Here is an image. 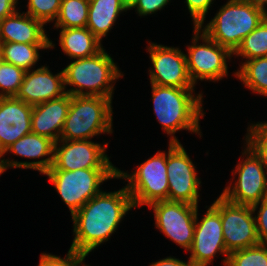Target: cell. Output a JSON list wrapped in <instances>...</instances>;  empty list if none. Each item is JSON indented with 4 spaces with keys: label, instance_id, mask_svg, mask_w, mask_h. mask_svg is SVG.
Here are the masks:
<instances>
[{
    "label": "cell",
    "instance_id": "obj_1",
    "mask_svg": "<svg viewBox=\"0 0 267 266\" xmlns=\"http://www.w3.org/2000/svg\"><path fill=\"white\" fill-rule=\"evenodd\" d=\"M133 208L126 186L114 192L101 191L71 216L74 238L69 249L88 256L111 238Z\"/></svg>",
    "mask_w": 267,
    "mask_h": 266
},
{
    "label": "cell",
    "instance_id": "obj_2",
    "mask_svg": "<svg viewBox=\"0 0 267 266\" xmlns=\"http://www.w3.org/2000/svg\"><path fill=\"white\" fill-rule=\"evenodd\" d=\"M153 110L170 143H179L175 133L182 130L202 136L200 119L204 117L203 93L195 88H176L151 84ZM194 92V93H193Z\"/></svg>",
    "mask_w": 267,
    "mask_h": 266
},
{
    "label": "cell",
    "instance_id": "obj_3",
    "mask_svg": "<svg viewBox=\"0 0 267 266\" xmlns=\"http://www.w3.org/2000/svg\"><path fill=\"white\" fill-rule=\"evenodd\" d=\"M116 64L104 48L94 56L74 59L62 69L66 93L113 99L115 83L124 76Z\"/></svg>",
    "mask_w": 267,
    "mask_h": 266
},
{
    "label": "cell",
    "instance_id": "obj_4",
    "mask_svg": "<svg viewBox=\"0 0 267 266\" xmlns=\"http://www.w3.org/2000/svg\"><path fill=\"white\" fill-rule=\"evenodd\" d=\"M266 15L264 10L243 0H228L207 24L198 27L233 54Z\"/></svg>",
    "mask_w": 267,
    "mask_h": 266
},
{
    "label": "cell",
    "instance_id": "obj_5",
    "mask_svg": "<svg viewBox=\"0 0 267 266\" xmlns=\"http://www.w3.org/2000/svg\"><path fill=\"white\" fill-rule=\"evenodd\" d=\"M112 99L100 96H71L62 140H91L113 133Z\"/></svg>",
    "mask_w": 267,
    "mask_h": 266
},
{
    "label": "cell",
    "instance_id": "obj_6",
    "mask_svg": "<svg viewBox=\"0 0 267 266\" xmlns=\"http://www.w3.org/2000/svg\"><path fill=\"white\" fill-rule=\"evenodd\" d=\"M71 216L102 191L100 186L109 179H117V168H90L74 171L48 170L45 174Z\"/></svg>",
    "mask_w": 267,
    "mask_h": 266
},
{
    "label": "cell",
    "instance_id": "obj_7",
    "mask_svg": "<svg viewBox=\"0 0 267 266\" xmlns=\"http://www.w3.org/2000/svg\"><path fill=\"white\" fill-rule=\"evenodd\" d=\"M166 164L167 152L159 150L139 164L136 170L130 174L117 168V179L127 181L125 186L135 208L168 200L169 183Z\"/></svg>",
    "mask_w": 267,
    "mask_h": 266
},
{
    "label": "cell",
    "instance_id": "obj_8",
    "mask_svg": "<svg viewBox=\"0 0 267 266\" xmlns=\"http://www.w3.org/2000/svg\"><path fill=\"white\" fill-rule=\"evenodd\" d=\"M192 44L187 45L186 63L194 85L197 81H221L228 76L229 60L233 54L213 41L199 27H193ZM202 43H199L200 41Z\"/></svg>",
    "mask_w": 267,
    "mask_h": 266
},
{
    "label": "cell",
    "instance_id": "obj_9",
    "mask_svg": "<svg viewBox=\"0 0 267 266\" xmlns=\"http://www.w3.org/2000/svg\"><path fill=\"white\" fill-rule=\"evenodd\" d=\"M244 144L245 149L240 157H245L233 168L235 177L221 196L234 204L253 206L267 197V172L256 152L247 143Z\"/></svg>",
    "mask_w": 267,
    "mask_h": 266
},
{
    "label": "cell",
    "instance_id": "obj_10",
    "mask_svg": "<svg viewBox=\"0 0 267 266\" xmlns=\"http://www.w3.org/2000/svg\"><path fill=\"white\" fill-rule=\"evenodd\" d=\"M190 252V266H208L213 264L216 254L223 255V265L226 266L228 255L224 237L220 211L211 204L202 218H198V208L195 218L193 243Z\"/></svg>",
    "mask_w": 267,
    "mask_h": 266
},
{
    "label": "cell",
    "instance_id": "obj_11",
    "mask_svg": "<svg viewBox=\"0 0 267 266\" xmlns=\"http://www.w3.org/2000/svg\"><path fill=\"white\" fill-rule=\"evenodd\" d=\"M196 166L179 143L168 144L166 171L168 176V201L185 202L198 206L201 180Z\"/></svg>",
    "mask_w": 267,
    "mask_h": 266
},
{
    "label": "cell",
    "instance_id": "obj_12",
    "mask_svg": "<svg viewBox=\"0 0 267 266\" xmlns=\"http://www.w3.org/2000/svg\"><path fill=\"white\" fill-rule=\"evenodd\" d=\"M148 207L153 209L155 227L188 252L193 243L198 206L164 200L154 202Z\"/></svg>",
    "mask_w": 267,
    "mask_h": 266
},
{
    "label": "cell",
    "instance_id": "obj_13",
    "mask_svg": "<svg viewBox=\"0 0 267 266\" xmlns=\"http://www.w3.org/2000/svg\"><path fill=\"white\" fill-rule=\"evenodd\" d=\"M212 204L220 211L228 253L259 244L251 206L234 204L221 195Z\"/></svg>",
    "mask_w": 267,
    "mask_h": 266
},
{
    "label": "cell",
    "instance_id": "obj_14",
    "mask_svg": "<svg viewBox=\"0 0 267 266\" xmlns=\"http://www.w3.org/2000/svg\"><path fill=\"white\" fill-rule=\"evenodd\" d=\"M108 143L91 140H62L55 142L54 161L49 170L74 171L90 168H117L106 154Z\"/></svg>",
    "mask_w": 267,
    "mask_h": 266
},
{
    "label": "cell",
    "instance_id": "obj_15",
    "mask_svg": "<svg viewBox=\"0 0 267 266\" xmlns=\"http://www.w3.org/2000/svg\"><path fill=\"white\" fill-rule=\"evenodd\" d=\"M146 50L152 68L149 69L150 84L176 88H194L187 68L186 55L177 47L148 43Z\"/></svg>",
    "mask_w": 267,
    "mask_h": 266
},
{
    "label": "cell",
    "instance_id": "obj_16",
    "mask_svg": "<svg viewBox=\"0 0 267 266\" xmlns=\"http://www.w3.org/2000/svg\"><path fill=\"white\" fill-rule=\"evenodd\" d=\"M54 145L55 142L48 137L32 132L26 134L9 146L5 150V155L11 153L27 159H38V161H15L8 157L3 160L4 168L5 170L9 168L32 169L45 174L53 165Z\"/></svg>",
    "mask_w": 267,
    "mask_h": 266
},
{
    "label": "cell",
    "instance_id": "obj_17",
    "mask_svg": "<svg viewBox=\"0 0 267 266\" xmlns=\"http://www.w3.org/2000/svg\"><path fill=\"white\" fill-rule=\"evenodd\" d=\"M48 67L26 71L15 98L34 106L65 95L63 70L53 74Z\"/></svg>",
    "mask_w": 267,
    "mask_h": 266
},
{
    "label": "cell",
    "instance_id": "obj_18",
    "mask_svg": "<svg viewBox=\"0 0 267 266\" xmlns=\"http://www.w3.org/2000/svg\"><path fill=\"white\" fill-rule=\"evenodd\" d=\"M32 109V105L15 97H0V145L4 151L32 132Z\"/></svg>",
    "mask_w": 267,
    "mask_h": 266
},
{
    "label": "cell",
    "instance_id": "obj_19",
    "mask_svg": "<svg viewBox=\"0 0 267 266\" xmlns=\"http://www.w3.org/2000/svg\"><path fill=\"white\" fill-rule=\"evenodd\" d=\"M18 11L0 21V42L50 44L53 49L55 44L47 36L44 24Z\"/></svg>",
    "mask_w": 267,
    "mask_h": 266
},
{
    "label": "cell",
    "instance_id": "obj_20",
    "mask_svg": "<svg viewBox=\"0 0 267 266\" xmlns=\"http://www.w3.org/2000/svg\"><path fill=\"white\" fill-rule=\"evenodd\" d=\"M70 106V94L33 106L31 116L32 133L57 142L63 130Z\"/></svg>",
    "mask_w": 267,
    "mask_h": 266
},
{
    "label": "cell",
    "instance_id": "obj_21",
    "mask_svg": "<svg viewBox=\"0 0 267 266\" xmlns=\"http://www.w3.org/2000/svg\"><path fill=\"white\" fill-rule=\"evenodd\" d=\"M60 29L59 45L71 59L91 57L103 49L102 42L87 27Z\"/></svg>",
    "mask_w": 267,
    "mask_h": 266
},
{
    "label": "cell",
    "instance_id": "obj_22",
    "mask_svg": "<svg viewBox=\"0 0 267 266\" xmlns=\"http://www.w3.org/2000/svg\"><path fill=\"white\" fill-rule=\"evenodd\" d=\"M126 11L121 0H89L87 28L102 42L118 16Z\"/></svg>",
    "mask_w": 267,
    "mask_h": 266
},
{
    "label": "cell",
    "instance_id": "obj_23",
    "mask_svg": "<svg viewBox=\"0 0 267 266\" xmlns=\"http://www.w3.org/2000/svg\"><path fill=\"white\" fill-rule=\"evenodd\" d=\"M47 49H50V44L0 42V57L1 60L28 71L34 69L42 57L39 50Z\"/></svg>",
    "mask_w": 267,
    "mask_h": 266
},
{
    "label": "cell",
    "instance_id": "obj_24",
    "mask_svg": "<svg viewBox=\"0 0 267 266\" xmlns=\"http://www.w3.org/2000/svg\"><path fill=\"white\" fill-rule=\"evenodd\" d=\"M240 64V70L234 72V76L253 94L267 98V57L252 58Z\"/></svg>",
    "mask_w": 267,
    "mask_h": 266
},
{
    "label": "cell",
    "instance_id": "obj_25",
    "mask_svg": "<svg viewBox=\"0 0 267 266\" xmlns=\"http://www.w3.org/2000/svg\"><path fill=\"white\" fill-rule=\"evenodd\" d=\"M89 0H61L54 28L87 27Z\"/></svg>",
    "mask_w": 267,
    "mask_h": 266
},
{
    "label": "cell",
    "instance_id": "obj_26",
    "mask_svg": "<svg viewBox=\"0 0 267 266\" xmlns=\"http://www.w3.org/2000/svg\"><path fill=\"white\" fill-rule=\"evenodd\" d=\"M233 55L242 60L267 57V17L242 40Z\"/></svg>",
    "mask_w": 267,
    "mask_h": 266
},
{
    "label": "cell",
    "instance_id": "obj_27",
    "mask_svg": "<svg viewBox=\"0 0 267 266\" xmlns=\"http://www.w3.org/2000/svg\"><path fill=\"white\" fill-rule=\"evenodd\" d=\"M226 266H267V244L259 243L229 253Z\"/></svg>",
    "mask_w": 267,
    "mask_h": 266
},
{
    "label": "cell",
    "instance_id": "obj_28",
    "mask_svg": "<svg viewBox=\"0 0 267 266\" xmlns=\"http://www.w3.org/2000/svg\"><path fill=\"white\" fill-rule=\"evenodd\" d=\"M25 72L20 67L0 60V97H15Z\"/></svg>",
    "mask_w": 267,
    "mask_h": 266
},
{
    "label": "cell",
    "instance_id": "obj_29",
    "mask_svg": "<svg viewBox=\"0 0 267 266\" xmlns=\"http://www.w3.org/2000/svg\"><path fill=\"white\" fill-rule=\"evenodd\" d=\"M60 5L61 0H28L25 13L47 25L56 20Z\"/></svg>",
    "mask_w": 267,
    "mask_h": 266
},
{
    "label": "cell",
    "instance_id": "obj_30",
    "mask_svg": "<svg viewBox=\"0 0 267 266\" xmlns=\"http://www.w3.org/2000/svg\"><path fill=\"white\" fill-rule=\"evenodd\" d=\"M86 256L79 254L72 249L68 250L66 256H60L50 253H41L38 266H84Z\"/></svg>",
    "mask_w": 267,
    "mask_h": 266
},
{
    "label": "cell",
    "instance_id": "obj_31",
    "mask_svg": "<svg viewBox=\"0 0 267 266\" xmlns=\"http://www.w3.org/2000/svg\"><path fill=\"white\" fill-rule=\"evenodd\" d=\"M244 137L254 151H267V121L251 123Z\"/></svg>",
    "mask_w": 267,
    "mask_h": 266
},
{
    "label": "cell",
    "instance_id": "obj_32",
    "mask_svg": "<svg viewBox=\"0 0 267 266\" xmlns=\"http://www.w3.org/2000/svg\"><path fill=\"white\" fill-rule=\"evenodd\" d=\"M251 208L254 212L259 243L267 244V197L251 206ZM256 211L257 213H255Z\"/></svg>",
    "mask_w": 267,
    "mask_h": 266
},
{
    "label": "cell",
    "instance_id": "obj_33",
    "mask_svg": "<svg viewBox=\"0 0 267 266\" xmlns=\"http://www.w3.org/2000/svg\"><path fill=\"white\" fill-rule=\"evenodd\" d=\"M214 0H185L189 14L192 17L193 27L204 25L206 14Z\"/></svg>",
    "mask_w": 267,
    "mask_h": 266
},
{
    "label": "cell",
    "instance_id": "obj_34",
    "mask_svg": "<svg viewBox=\"0 0 267 266\" xmlns=\"http://www.w3.org/2000/svg\"><path fill=\"white\" fill-rule=\"evenodd\" d=\"M171 0H139L133 9L142 17L161 11Z\"/></svg>",
    "mask_w": 267,
    "mask_h": 266
},
{
    "label": "cell",
    "instance_id": "obj_35",
    "mask_svg": "<svg viewBox=\"0 0 267 266\" xmlns=\"http://www.w3.org/2000/svg\"><path fill=\"white\" fill-rule=\"evenodd\" d=\"M18 4V0H0V21L16 12Z\"/></svg>",
    "mask_w": 267,
    "mask_h": 266
},
{
    "label": "cell",
    "instance_id": "obj_36",
    "mask_svg": "<svg viewBox=\"0 0 267 266\" xmlns=\"http://www.w3.org/2000/svg\"><path fill=\"white\" fill-rule=\"evenodd\" d=\"M149 266H190L189 261L187 262L180 260L175 257H166L163 259H159L156 262H152Z\"/></svg>",
    "mask_w": 267,
    "mask_h": 266
},
{
    "label": "cell",
    "instance_id": "obj_37",
    "mask_svg": "<svg viewBox=\"0 0 267 266\" xmlns=\"http://www.w3.org/2000/svg\"><path fill=\"white\" fill-rule=\"evenodd\" d=\"M267 12V0H243Z\"/></svg>",
    "mask_w": 267,
    "mask_h": 266
},
{
    "label": "cell",
    "instance_id": "obj_38",
    "mask_svg": "<svg viewBox=\"0 0 267 266\" xmlns=\"http://www.w3.org/2000/svg\"><path fill=\"white\" fill-rule=\"evenodd\" d=\"M123 6L126 8V10H133V8L136 6V4L139 2V0H121Z\"/></svg>",
    "mask_w": 267,
    "mask_h": 266
},
{
    "label": "cell",
    "instance_id": "obj_39",
    "mask_svg": "<svg viewBox=\"0 0 267 266\" xmlns=\"http://www.w3.org/2000/svg\"><path fill=\"white\" fill-rule=\"evenodd\" d=\"M255 152L260 157L262 164L267 172V151H255Z\"/></svg>",
    "mask_w": 267,
    "mask_h": 266
},
{
    "label": "cell",
    "instance_id": "obj_40",
    "mask_svg": "<svg viewBox=\"0 0 267 266\" xmlns=\"http://www.w3.org/2000/svg\"><path fill=\"white\" fill-rule=\"evenodd\" d=\"M4 172H6L4 165H3V160H0V176L1 174H3Z\"/></svg>",
    "mask_w": 267,
    "mask_h": 266
},
{
    "label": "cell",
    "instance_id": "obj_41",
    "mask_svg": "<svg viewBox=\"0 0 267 266\" xmlns=\"http://www.w3.org/2000/svg\"><path fill=\"white\" fill-rule=\"evenodd\" d=\"M4 155H5V151L2 149L1 145H0V160H4Z\"/></svg>",
    "mask_w": 267,
    "mask_h": 266
}]
</instances>
